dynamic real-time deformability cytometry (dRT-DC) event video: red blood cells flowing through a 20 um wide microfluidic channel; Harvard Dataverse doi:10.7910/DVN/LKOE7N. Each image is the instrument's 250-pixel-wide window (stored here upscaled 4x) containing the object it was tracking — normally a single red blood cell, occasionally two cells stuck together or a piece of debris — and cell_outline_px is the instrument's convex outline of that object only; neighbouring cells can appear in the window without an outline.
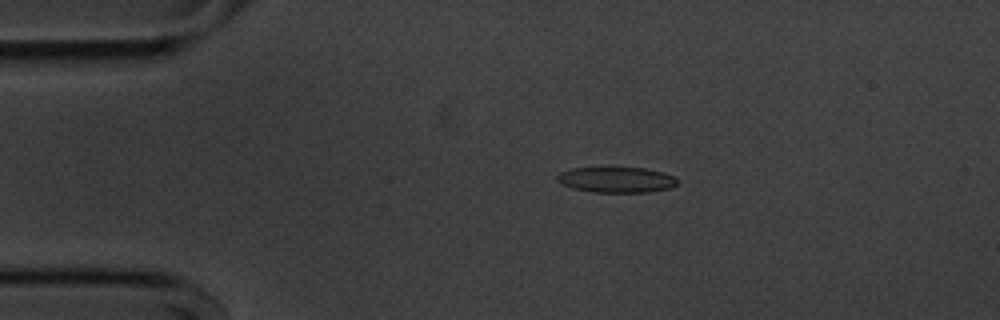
{"species": "common noctule bat (a hibernating species)", "species_latin": "Nyctalus noctula", "temperature_condition": "cold", "stored_images_in_passage": 35, "camera_frame_rate_fps": 3000, "um_per_image_px": 0.085, "animal": {"sex": "male", "body_mass_g": 20.1, "forearm_length_mm": 53.5}, "frame": {"image": 1, "passage_image": 3, "time_ms": 0.667, "image_size_px": [1000, 320], "cell_outline_px": [[680, 180], [676, 184], [668, 188], [648, 192], [592, 192], [572, 188], [560, 184], [556, 180], [556, 176], [560, 172], [572, 168], [644, 168], [664, 172], [676, 176]], "centroid_in_image_um": [52.39, 15.28], "position_along_channel_um": 32.6, "area_um2": 18.03}}
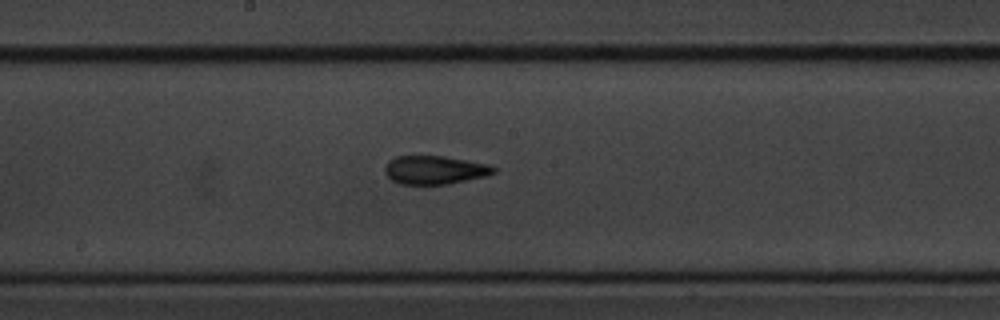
{"frame": {"image": 2, "passage_image": 21, "time_ms": 6.667, "image_size_px": [1000, 320], "cell_outline_px": [[496, 172], [484, 176], [448, 184], [400, 184], [392, 180], [384, 172], [384, 168], [388, 160], [396, 156], [444, 156], [488, 164], [496, 168]], "centroid_in_image_um": [36.92, 14.44], "position_along_channel_um": 211.3, "area_um2": 17.98}}
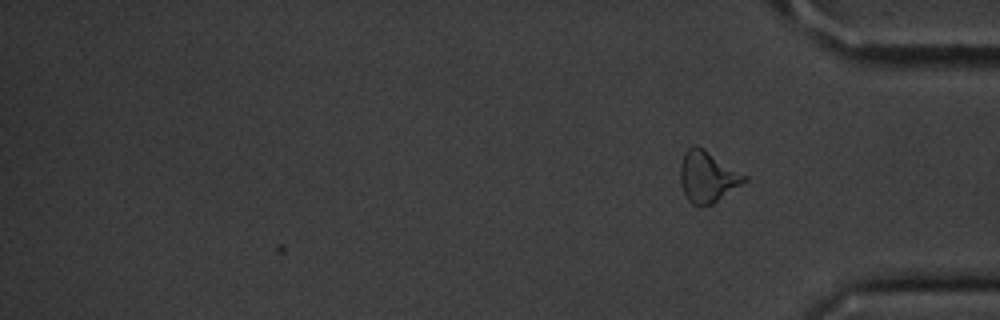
{"frame": {"image": 3, "passage_image": 35, "time_ms": 11.333, "image_size_px": [1000, 320], "cell_outline_px": [[748, 180], [712, 204], [704, 208], [700, 208], [692, 204], [688, 200], [680, 184], [680, 164], [684, 152], [688, 148], [696, 144], [704, 148], [748, 176]], "centroid_in_image_um": [60.12, 15.03], "position_along_channel_um": 375.1, "area_um2": 19.42}, "authors_computed_cell_mechanics": {"area_um2": 17.8602, "velocity_mm_per_s": 3.6151, "shape_relaxation_time_tau1_ms": 7.8376, "shape_relaxation_time_tau2_ms": 3.1106, "deformation_change_tau1": 0.1658, "deformation_change_tau2": 0.1102}}